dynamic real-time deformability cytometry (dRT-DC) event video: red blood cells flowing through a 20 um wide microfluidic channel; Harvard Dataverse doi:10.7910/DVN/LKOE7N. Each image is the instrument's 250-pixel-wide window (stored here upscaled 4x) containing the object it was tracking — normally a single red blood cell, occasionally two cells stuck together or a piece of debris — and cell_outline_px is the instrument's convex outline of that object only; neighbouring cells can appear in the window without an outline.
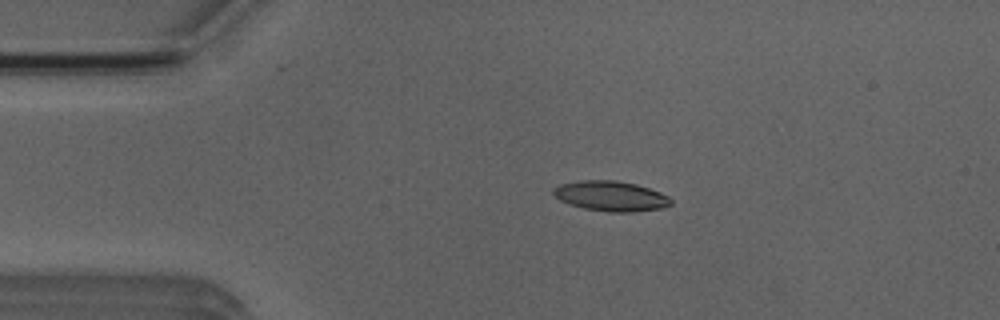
{"species": "Egyptian fruit bat (a non-hibernating species)", "species_latin": "Rousettus aegyptiacus", "temperature_condition": "room temperature", "stored_images_in_passage": 4, "camera_frame_rate_fps": 3000, "um_per_image_px": 0.085, "animal": {"sex": "male"}, "frame": {"image": 1, "passage_image": 3, "time_ms": 2.333, "image_size_px": [1000, 320], "cell_outline_px": [[672, 204], [664, 208], [632, 212], [608, 212], [584, 208], [568, 204], [560, 200], [552, 192], [552, 188], [560, 184], [580, 180], [616, 180], [636, 184], [660, 192], [668, 196], [672, 200]], "centroid_in_image_um": [51.92, 16.66], "position_along_channel_um": 33.1, "area_um2": 20.75}}